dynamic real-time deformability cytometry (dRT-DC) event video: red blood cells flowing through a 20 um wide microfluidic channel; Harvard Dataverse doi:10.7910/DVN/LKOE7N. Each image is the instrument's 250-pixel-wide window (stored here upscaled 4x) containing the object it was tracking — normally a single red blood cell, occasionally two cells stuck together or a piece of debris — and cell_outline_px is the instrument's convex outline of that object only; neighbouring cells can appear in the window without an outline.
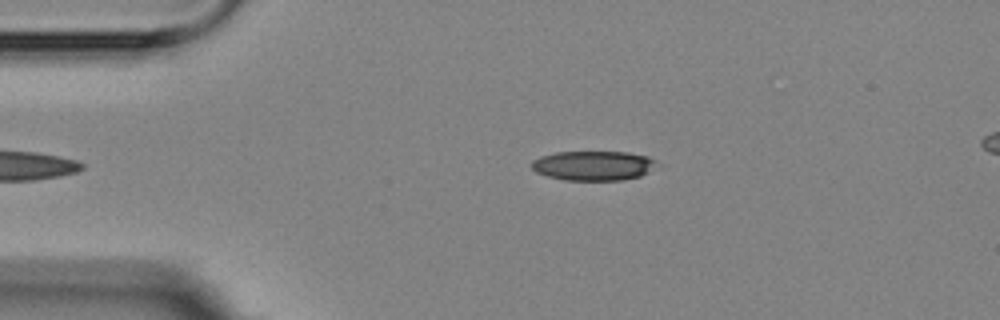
{"species": "Egyptian fruit bat (a non-hibernating species)", "species_latin": "Rousettus aegyptiacus", "temperature_condition": "room temperature", "stored_images_in_passage": 4, "camera_frame_rate_fps": 3000, "um_per_image_px": 0.085, "animal": {"sex": "female"}, "frame": {"image": 1, "passage_image": 4, "time_ms": 3.333, "image_size_px": [1000, 320], "cell_outline_px": [[660, 164], [640, 176], [624, 180], [564, 180], [548, 176], [536, 172], [532, 168], [532, 160], [540, 156], [556, 152], [628, 152], [648, 156], [656, 160]], "centroid_in_image_um": [50.46, 14.07], "position_along_channel_um": 34.5, "area_um2": 21.68}}